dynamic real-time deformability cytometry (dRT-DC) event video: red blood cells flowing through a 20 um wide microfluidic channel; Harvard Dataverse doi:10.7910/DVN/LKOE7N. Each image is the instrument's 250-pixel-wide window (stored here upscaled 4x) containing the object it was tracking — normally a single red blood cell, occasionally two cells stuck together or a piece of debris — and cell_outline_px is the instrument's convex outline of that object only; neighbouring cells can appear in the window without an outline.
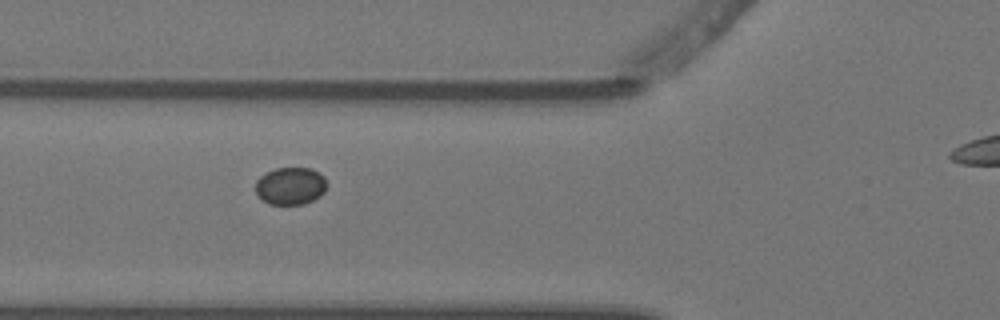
{"species": "Egyptian fruit bat (a non-hibernating species)", "species_latin": "Rousettus aegyptiacus", "temperature_condition": "warm", "stored_images_in_passage": 6, "camera_frame_rate_fps": 3000, "um_per_image_px": 0.085, "animal": {"sex": "female"}, "frame": {"image": 1, "passage_image": 3, "time_ms": 0.667, "image_size_px": [1000, 320], "cell_outline_px": [[328, 184], [324, 192], [320, 196], [304, 204], [268, 204], [260, 200], [256, 192], [256, 180], [260, 176], [276, 168], [312, 168], [320, 172], [324, 176]], "centroid_in_image_um": [24.7, 15.8], "position_along_channel_um": 101.1, "area_um2": 15.78}}
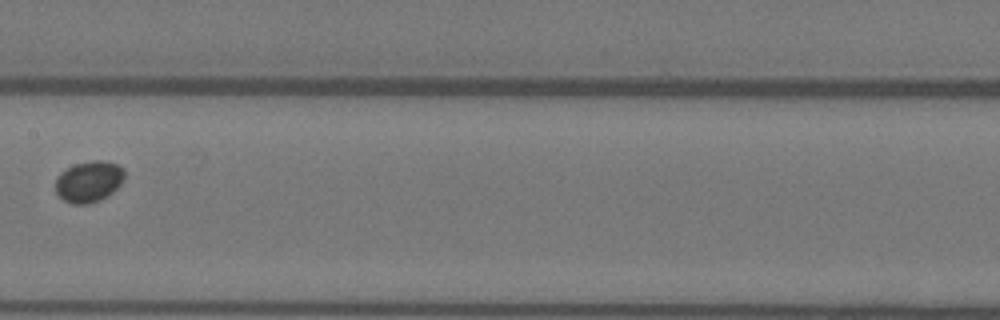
{"frame": {"image": 2, "passage_image": 5, "time_ms": 1.333, "image_size_px": [1000, 320], "cell_outline_px": [[124, 180], [108, 196], [100, 200], [88, 204], [72, 204], [64, 200], [56, 192], [56, 176], [60, 172], [76, 164], [92, 160], [104, 160], [116, 164], [124, 168]], "centroid_in_image_um": [7.56, 15.43], "position_along_channel_um": 199.8, "area_um2": 16.59}}
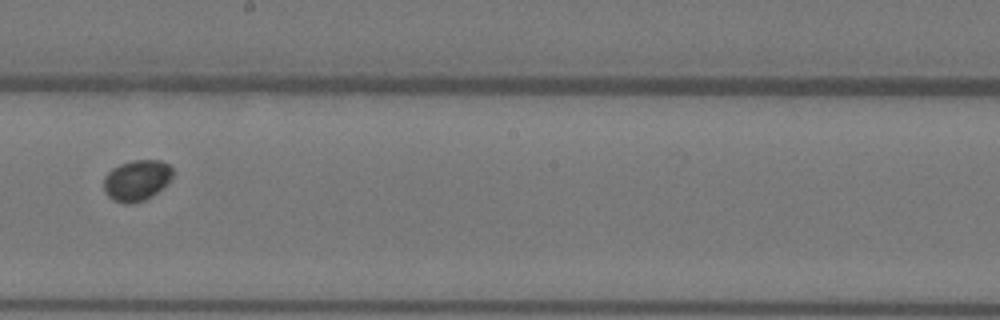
{"frame": {"image": 3, "passage_image": 6, "time_ms": 1.667, "image_size_px": [1000, 320], "cell_outline_px": [[172, 176], [152, 196], [144, 200], [128, 204], [124, 204], [112, 200], [104, 192], [104, 176], [112, 168], [120, 164], [132, 160], [160, 160], [168, 164], [172, 168]], "centroid_in_image_um": [11.57, 15.33], "position_along_channel_um": 236.6, "area_um2": 16.3}}